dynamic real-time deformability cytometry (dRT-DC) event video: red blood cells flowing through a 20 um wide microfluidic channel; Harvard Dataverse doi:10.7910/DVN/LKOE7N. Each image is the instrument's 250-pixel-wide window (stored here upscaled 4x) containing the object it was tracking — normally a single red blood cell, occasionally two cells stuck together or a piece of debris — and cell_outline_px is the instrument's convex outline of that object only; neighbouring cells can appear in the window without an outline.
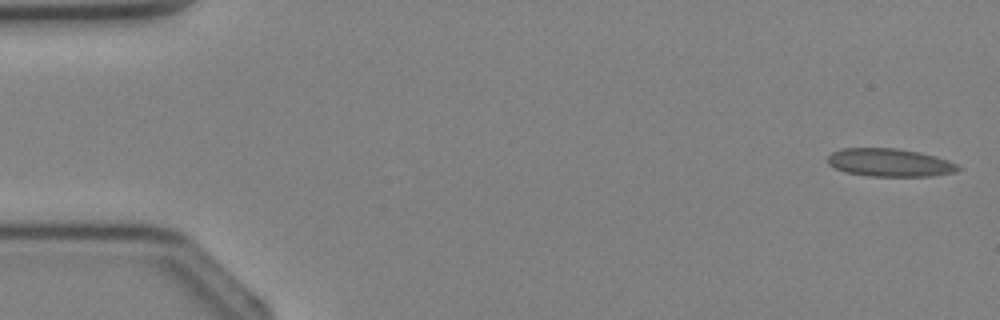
{"species": "Egyptian fruit bat (a non-hibernating species)", "species_latin": "Rousettus aegyptiacus", "temperature_condition": "cold", "stored_images_in_passage": 4, "camera_frame_rate_fps": 3000, "um_per_image_px": 0.085, "animal": {"sex": "female"}, "frame": {"image": 1, "passage_image": 1, "time_ms": 0.0, "image_size_px": [1000, 320], "cell_outline_px": [[960, 168], [956, 172], [932, 176], [868, 176], [844, 172], [828, 164], [828, 156], [832, 152], [840, 148], [896, 148], [920, 152], [936, 156], [960, 164]], "centroid_in_image_um": [75.64, 13.82], "position_along_channel_um": 9.4, "area_um2": 21.5}}
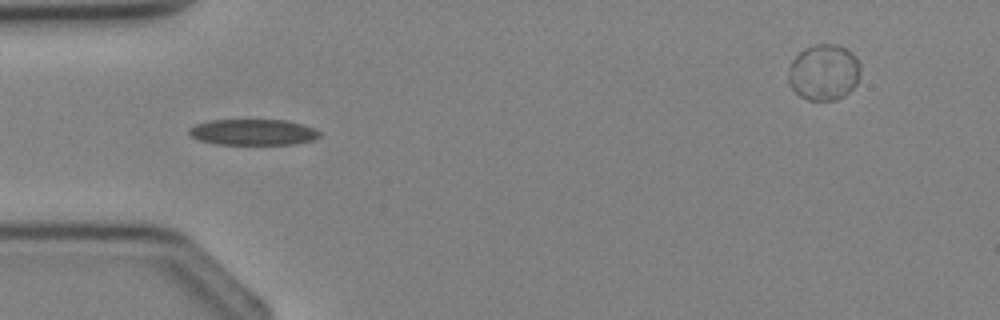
{"frame": {"image": 2, "passage_image": 4, "time_ms": 3.333, "image_size_px": [1000, 320], "cell_outline_px": [[320, 136], [312, 140], [296, 144], [216, 144], [196, 140], [188, 132], [188, 128], [196, 124], [208, 120], [288, 120], [304, 124], [316, 128], [320, 132]], "centroid_in_image_um": [21.52, 11.23], "position_along_channel_um": 63.5, "area_um2": 20.0}}